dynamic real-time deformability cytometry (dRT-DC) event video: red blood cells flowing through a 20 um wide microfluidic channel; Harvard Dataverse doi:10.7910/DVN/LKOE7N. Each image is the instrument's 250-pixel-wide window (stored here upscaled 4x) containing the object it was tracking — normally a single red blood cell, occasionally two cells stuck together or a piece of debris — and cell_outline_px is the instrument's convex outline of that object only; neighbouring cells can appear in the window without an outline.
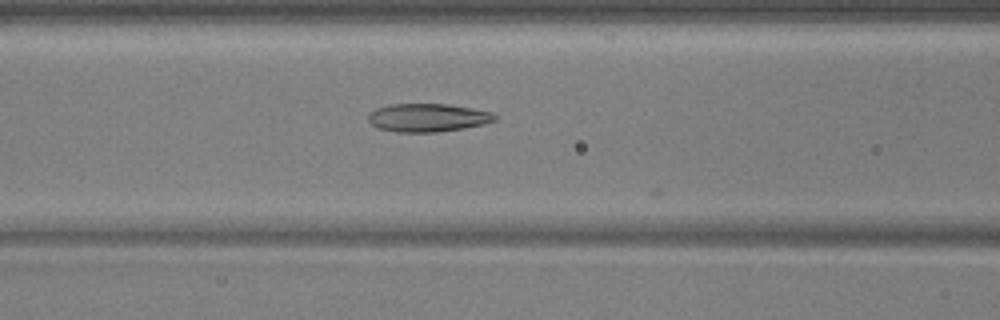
{"species": "common noctule bat (a hibernating species)", "species_latin": "Nyctalus noctula", "temperature_condition": "warm", "stored_images_in_passage": 35, "camera_frame_rate_fps": 3000, "um_per_image_px": 0.085, "animal": {"sex": "male", "body_mass_g": 17.9, "forearm_length_mm": 54.2}, "frame": {"image": 1, "passage_image": 6, "time_ms": 1.667, "image_size_px": [1000, 320], "cell_outline_px": [[496, 120], [484, 124], [464, 128], [436, 132], [396, 132], [380, 128], [372, 124], [368, 120], [368, 116], [376, 108], [388, 104], [448, 104], [472, 108], [492, 112], [496, 116]], "centroid_in_image_um": [36.37, 10.0], "position_along_channel_um": 130.2, "area_um2": 20.75}}
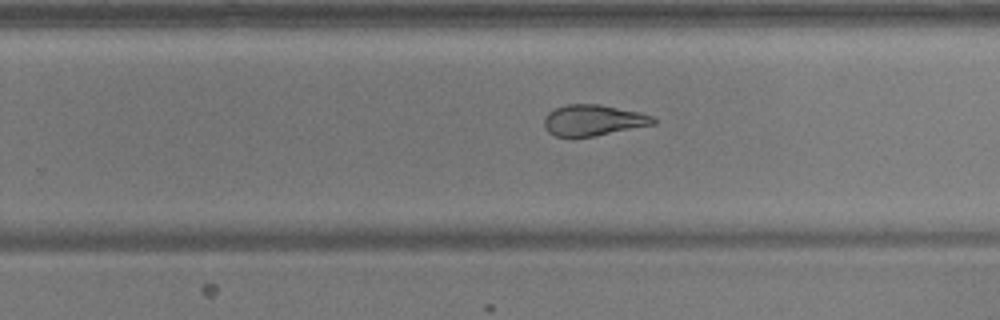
{"frame": {"image": 2, "passage_image": 18, "time_ms": 5.667, "image_size_px": [1000, 320], "cell_outline_px": [[656, 124], [592, 136], [556, 136], [548, 132], [544, 128], [544, 116], [548, 112], [564, 104], [600, 104], [636, 112], [652, 116], [656, 120]], "centroid_in_image_um": [50.38, 10.21], "position_along_channel_um": 279.4, "area_um2": 19.48}}
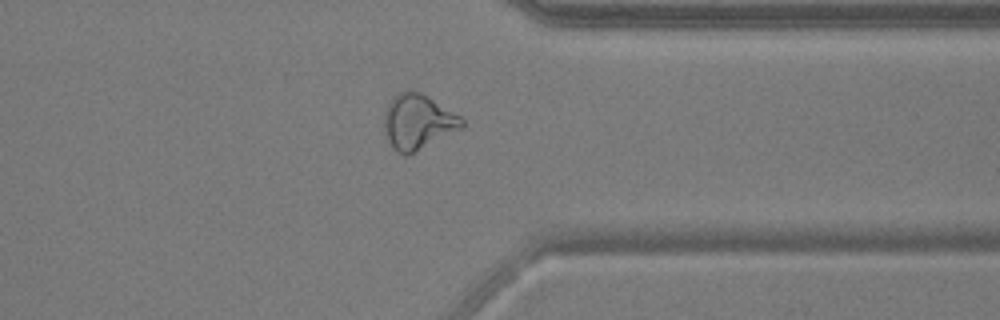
{"frame": {"image": 3, "passage_image": 26, "time_ms": 8.333, "image_size_px": [1000, 320], "cell_outline_px": [[464, 128], [404, 156], [392, 148], [388, 140], [384, 128], [384, 116], [388, 104], [400, 92], [420, 92], [460, 116], [464, 120]], "centroid_in_image_um": [35.53, 10.38], "position_along_channel_um": 375.9, "area_um2": 24.33}, "authors_computed_cell_mechanics": {"area_um2": 20.519, "velocity_mm_per_s": 3.7303, "shape_relaxation_time_tau1_ms": null, "shape_relaxation_time_tau2_ms": 1.4222, "deformation_change_tau1": null, "deformation_change_tau2": 0.086}}